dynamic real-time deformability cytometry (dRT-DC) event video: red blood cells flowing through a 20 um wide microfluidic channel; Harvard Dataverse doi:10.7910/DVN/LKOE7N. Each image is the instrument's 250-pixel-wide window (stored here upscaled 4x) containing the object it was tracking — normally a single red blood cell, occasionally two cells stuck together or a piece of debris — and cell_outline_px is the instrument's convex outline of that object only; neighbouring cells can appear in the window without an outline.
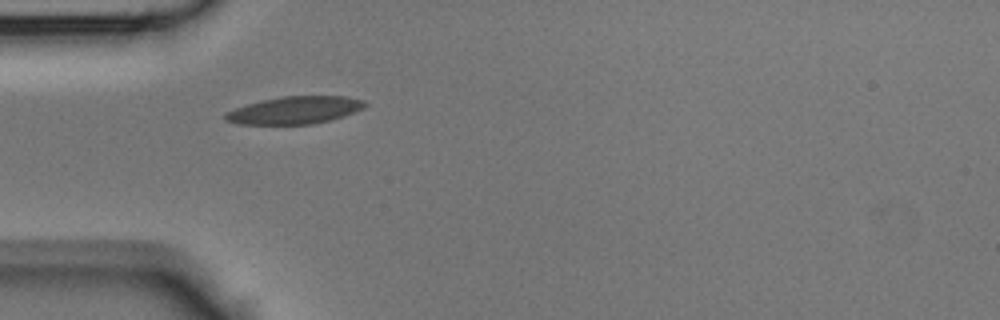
{"species": "Egyptian fruit bat (a non-hibernating species)", "species_latin": "Rousettus aegyptiacus", "temperature_condition": "room temperature", "stored_images_in_passage": 32, "camera_frame_rate_fps": 3000, "um_per_image_px": 0.085, "animal": {"sex": "male"}, "frame": {"image": 1, "passage_image": 1, "time_ms": 0.0, "image_size_px": [1000, 320], "cell_outline_px": [[368, 104], [364, 108], [356, 112], [344, 116], [312, 124], [236, 124], [224, 120], [224, 112], [248, 104], [280, 96], [344, 96], [364, 100]], "centroid_in_image_um": [25.06, 9.36], "position_along_channel_um": 59.9, "area_um2": 22.37}}
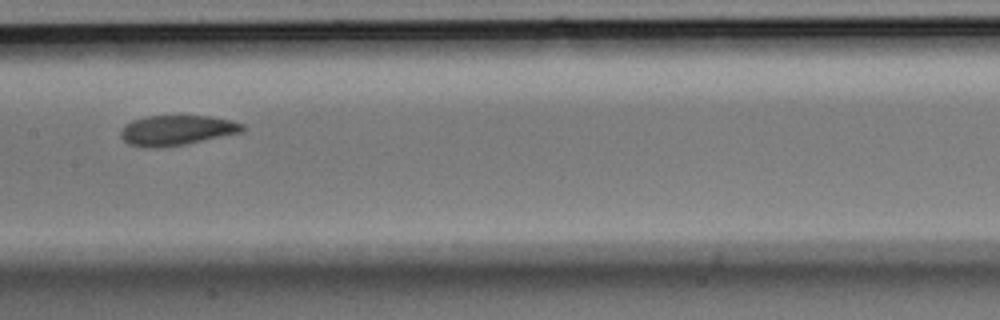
{"frame": {"image": 2, "passage_image": 10, "time_ms": 3.0, "image_size_px": [1000, 320], "cell_outline_px": [[244, 132], [184, 144], [160, 148], [144, 148], [128, 144], [120, 136], [120, 132], [124, 124], [132, 120], [148, 116], [212, 116], [244, 124]], "centroid_in_image_um": [14.99, 11.08], "position_along_channel_um": 192.4, "area_um2": 21.44}}
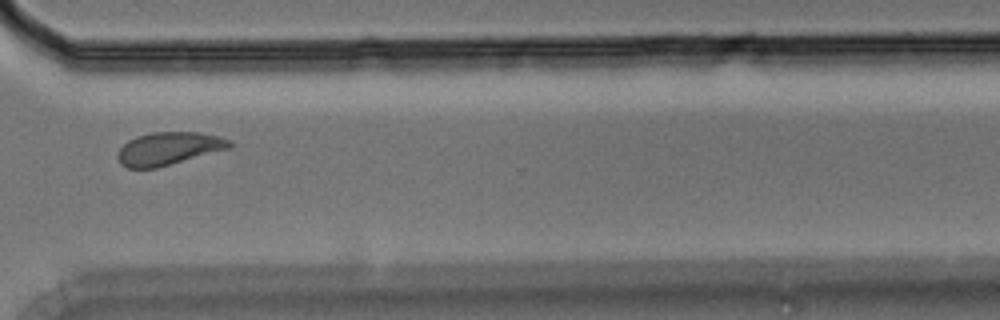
{"frame": {"image": 3, "passage_image": 21, "time_ms": 6.667, "image_size_px": [1000, 320], "cell_outline_px": [[232, 148], [156, 168], [128, 168], [120, 164], [116, 156], [116, 152], [128, 140], [136, 136], [152, 132], [200, 132], [220, 136], [232, 140]], "centroid_in_image_um": [14.35, 12.62], "position_along_channel_um": 356.3, "area_um2": 21.73}}